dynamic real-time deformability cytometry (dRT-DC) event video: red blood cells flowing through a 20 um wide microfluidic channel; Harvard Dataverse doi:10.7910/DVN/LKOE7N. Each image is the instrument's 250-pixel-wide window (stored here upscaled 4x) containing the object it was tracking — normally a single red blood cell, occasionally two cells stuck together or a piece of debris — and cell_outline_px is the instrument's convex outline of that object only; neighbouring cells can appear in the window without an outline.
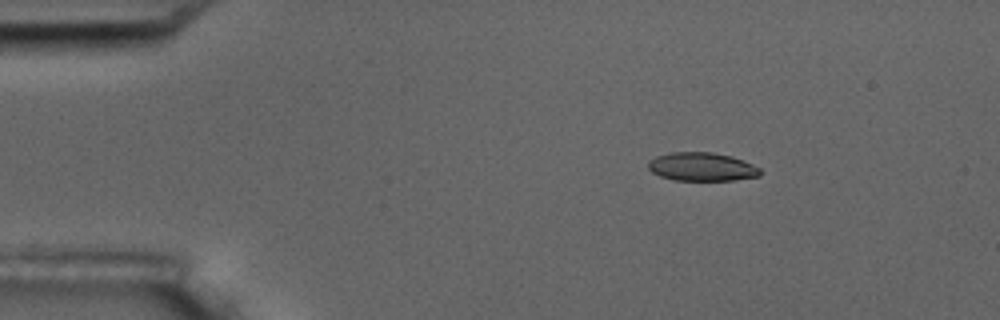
{"species": "common noctule bat (a hibernating species)", "species_latin": "Nyctalus noctula", "temperature_condition": "room temperature", "stored_images_in_passage": 5, "camera_frame_rate_fps": 3000, "um_per_image_px": 0.085, "animal": {"sex": "male", "body_mass_g": 17.5, "forearm_length_mm": 52.3}, "frame": {"image": 1, "passage_image": 1, "time_ms": 0.0, "image_size_px": [1000, 320], "cell_outline_px": [[760, 176], [736, 180], [672, 180], [660, 176], [652, 172], [648, 168], [648, 160], [656, 156], [672, 152], [712, 152], [732, 156], [752, 164], [760, 168]], "centroid_in_image_um": [59.64, 14.17], "position_along_channel_um": 25.4, "area_um2": 18.67}}